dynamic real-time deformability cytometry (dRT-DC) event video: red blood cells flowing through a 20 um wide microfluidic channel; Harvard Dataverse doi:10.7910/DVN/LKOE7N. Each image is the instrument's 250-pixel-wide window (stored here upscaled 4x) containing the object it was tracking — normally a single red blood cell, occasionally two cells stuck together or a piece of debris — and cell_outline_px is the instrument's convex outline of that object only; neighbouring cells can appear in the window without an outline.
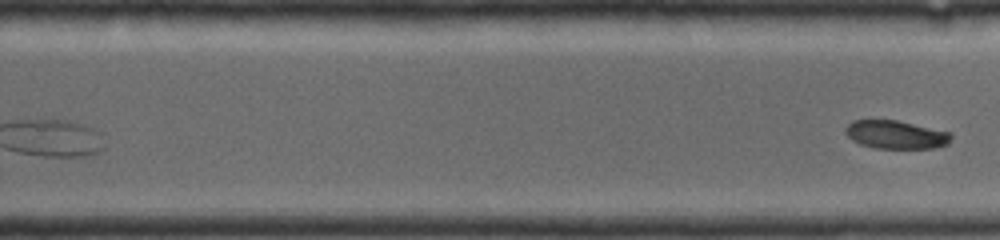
{"species": "common noctule bat (a hibernating species)", "species_latin": "Nyctalus noctula", "temperature_condition": "room temperature", "stored_images_in_passage": 13, "camera_frame_rate_fps": 4000, "um_per_image_px": 0.085, "animal": {"sex": "female", "body_mass_g": 19.0, "forearm_length_mm": 56.7}, "frame": {"image": 1, "passage_image": 13, "time_ms": 6.75, "image_size_px": [1000, 240], "cell_outline_px": [[952, 140], [948, 144], [932, 148], [876, 148], [860, 144], [852, 140], [844, 132], [844, 128], [852, 120], [896, 120], [952, 132]], "centroid_in_image_um": [76.16, 11.44], "position_along_channel_um": 253.6, "area_um2": 17.51}}